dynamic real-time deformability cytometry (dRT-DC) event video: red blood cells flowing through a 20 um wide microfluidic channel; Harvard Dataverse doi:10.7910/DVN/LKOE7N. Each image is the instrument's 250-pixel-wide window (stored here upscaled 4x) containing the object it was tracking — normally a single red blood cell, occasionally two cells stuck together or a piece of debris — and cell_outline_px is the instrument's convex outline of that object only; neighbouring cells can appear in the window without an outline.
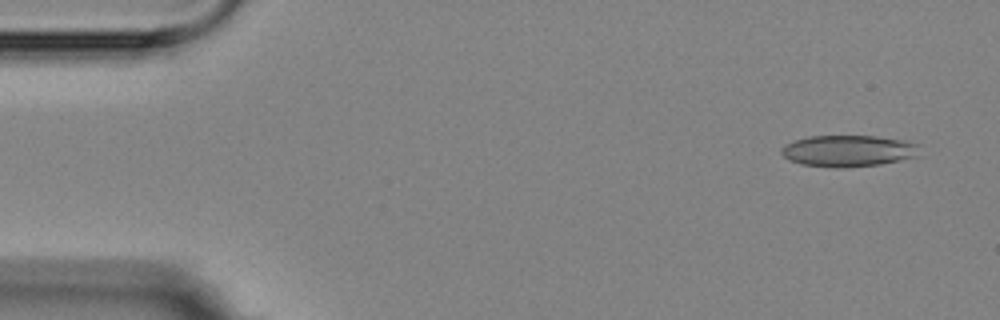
{"species": "Egyptian fruit bat (a non-hibernating species)", "species_latin": "Rousettus aegyptiacus", "temperature_condition": "room temperature", "stored_images_in_passage": 5, "camera_frame_rate_fps": 3000, "um_per_image_px": 0.085, "animal": {"sex": "female"}, "frame": {"image": 1, "passage_image": 1, "time_ms": 0.0, "image_size_px": [1000, 320], "cell_outline_px": [[920, 156], [880, 164], [844, 168], [836, 168], [800, 164], [788, 160], [780, 152], [780, 148], [784, 144], [792, 140], [808, 136], [876, 136], [904, 140], [920, 144]], "centroid_in_image_um": [72.1, 12.82], "position_along_channel_um": 12.9, "area_um2": 25.84}}
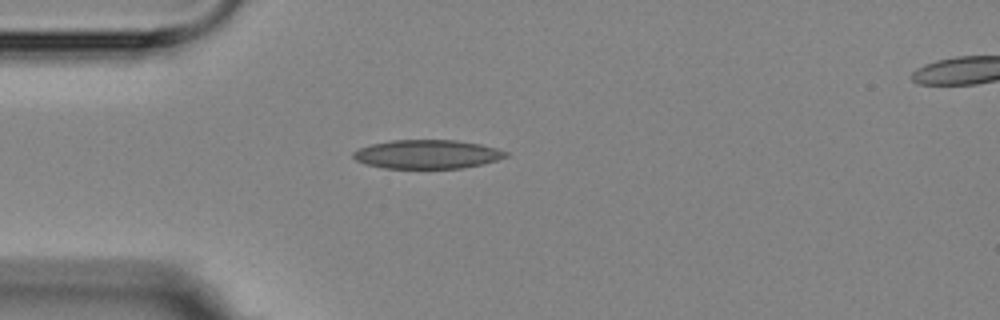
{"frame": {"image": 2, "passage_image": 4, "time_ms": 3.667, "image_size_px": [1000, 320], "cell_outline_px": [[508, 156], [484, 164], [460, 168], [384, 168], [364, 164], [356, 160], [352, 156], [352, 152], [360, 148], [372, 144], [392, 140], [456, 140], [480, 144], [496, 148], [508, 152]], "centroid_in_image_um": [36.31, 13.11], "position_along_channel_um": 48.7, "area_um2": 25.61}}